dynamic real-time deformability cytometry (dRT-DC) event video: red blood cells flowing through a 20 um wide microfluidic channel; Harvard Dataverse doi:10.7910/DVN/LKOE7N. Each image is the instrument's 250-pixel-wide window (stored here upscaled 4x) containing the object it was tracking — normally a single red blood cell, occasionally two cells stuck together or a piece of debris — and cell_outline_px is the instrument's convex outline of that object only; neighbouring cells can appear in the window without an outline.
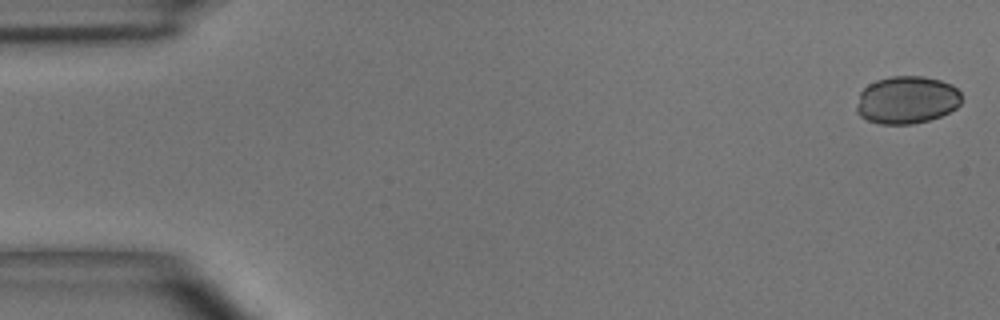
{"species": "common noctule bat (a hibernating species)", "species_latin": "Nyctalus noctula", "temperature_condition": "room temperature", "stored_images_in_passage": 6, "camera_frame_rate_fps": 3000, "um_per_image_px": 0.085, "animal": {"sex": "male", "body_mass_g": 15.6}, "frame": {"image": 1, "passage_image": 1, "time_ms": 0.0, "image_size_px": [1000, 320], "cell_outline_px": [[960, 104], [956, 108], [940, 116], [928, 120], [912, 124], [880, 124], [868, 120], [860, 116], [856, 112], [856, 108], [860, 92], [868, 84], [876, 80], [892, 76], [924, 76], [940, 80], [952, 84], [960, 92]], "centroid_in_image_um": [77.07, 8.49], "position_along_channel_um": 7.9, "area_um2": 29.19}}
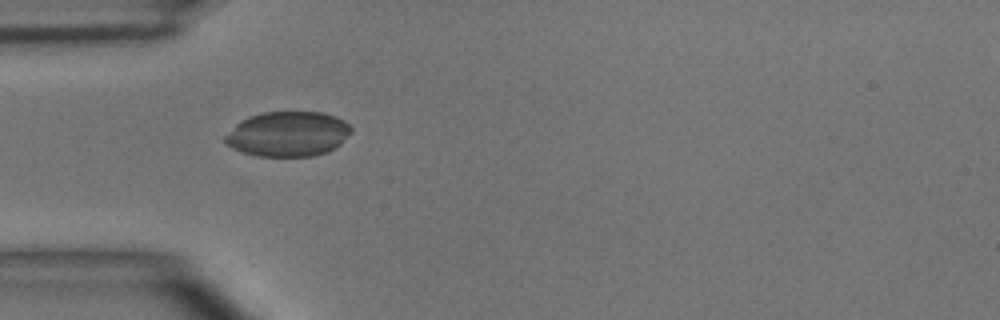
{"frame": {"image": 2, "passage_image": 5, "time_ms": 4.667, "image_size_px": [1000, 320], "cell_outline_px": [[352, 132], [336, 148], [328, 152], [312, 156], [256, 156], [232, 148], [224, 140], [224, 136], [240, 120], [248, 116], [264, 112], [324, 112], [336, 116], [344, 120], [352, 128]], "centroid_in_image_um": [24.5, 11.38], "position_along_channel_um": 60.5, "area_um2": 33.23}}
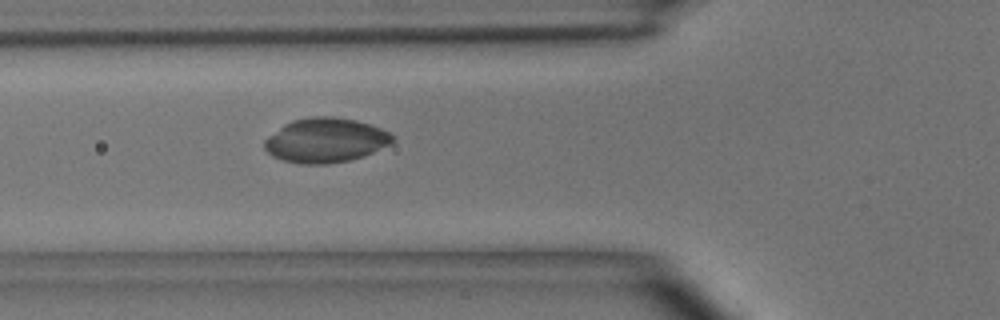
{"frame": {"image": 3, "passage_image": 6, "time_ms": 5.667, "image_size_px": [1000, 320], "cell_outline_px": [[396, 140], [392, 144], [364, 156], [348, 160], [328, 164], [304, 164], [284, 160], [272, 156], [264, 148], [264, 140], [268, 136], [284, 124], [292, 120], [312, 116], [332, 116], [356, 120], [380, 128], [388, 132]], "centroid_in_image_um": [27.68, 11.92], "position_along_channel_um": 98.1, "area_um2": 33.23}}